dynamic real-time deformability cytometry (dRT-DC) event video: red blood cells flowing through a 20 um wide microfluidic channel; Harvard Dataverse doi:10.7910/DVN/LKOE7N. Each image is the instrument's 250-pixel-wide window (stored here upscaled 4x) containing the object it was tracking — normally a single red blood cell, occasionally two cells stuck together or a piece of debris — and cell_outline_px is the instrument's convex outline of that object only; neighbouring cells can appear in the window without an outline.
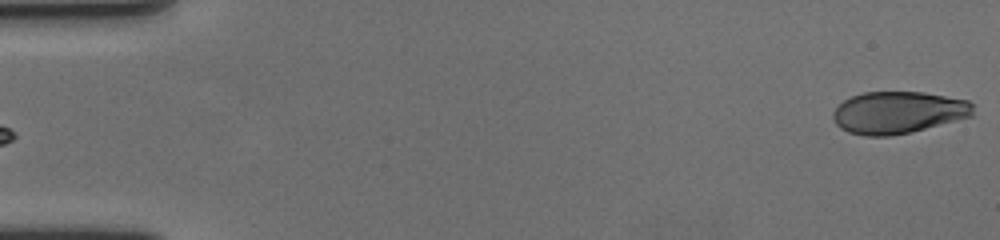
{"species": "human", "species_latin": "Homo sapiens", "temperature_condition": "cold", "stored_images_in_passage": 59, "camera_frame_rate_fps": 3000, "um_per_image_px": 0.085, "donor": {"sex": "female"}, "frame": {"image": 1, "passage_image": 1, "time_ms": 0.0, "image_size_px": [1000, 240], "cell_outline_px": [[976, 104], [972, 116], [912, 132], [892, 136], [864, 136], [848, 132], [840, 128], [836, 124], [832, 116], [836, 108], [844, 100], [852, 96], [864, 92], [924, 92], [968, 100]], "centroid_in_image_um": [76.37, 9.56], "position_along_channel_um": 8.6, "area_um2": 34.56}}
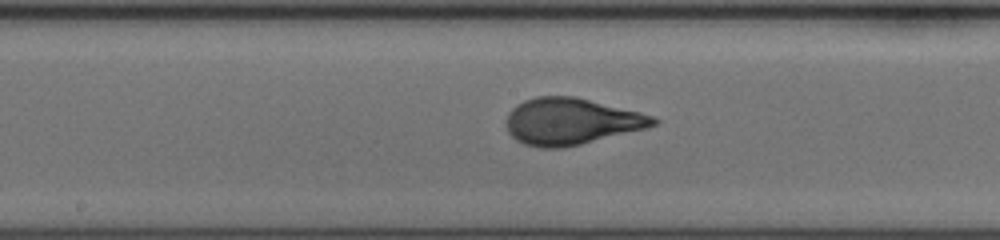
{"frame": {"image": 2, "passage_image": 31, "time_ms": 10.0, "image_size_px": [1000, 240], "cell_outline_px": [[660, 120], [656, 124], [648, 128], [564, 148], [540, 148], [524, 144], [516, 140], [508, 132], [504, 124], [508, 112], [516, 104], [524, 100], [536, 96], [576, 96], [656, 116]], "centroid_in_image_um": [48.54, 10.32], "position_along_channel_um": 199.7, "area_um2": 40.4}}
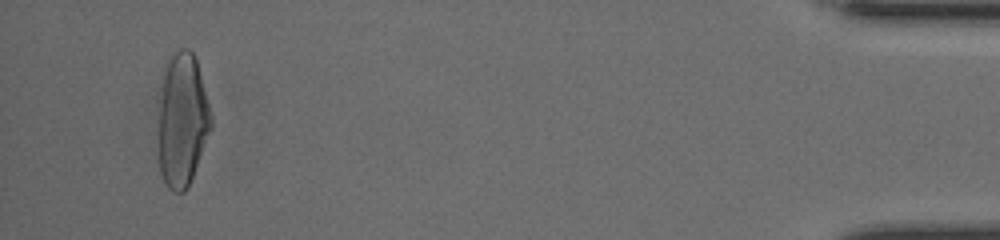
{"frame": {"image": 3, "passage_image": 56, "time_ms": 18.333, "image_size_px": [1000, 240], "cell_outline_px": [[212, 128], [192, 176], [184, 192], [172, 192], [168, 188], [160, 172], [156, 152], [156, 144], [164, 72], [168, 56], [172, 52], [180, 48], [188, 48], [196, 56], [212, 116]], "centroid_in_image_um": [15.47, 10.2], "position_along_channel_um": 419.7, "area_um2": 41.56}, "authors_computed_cell_mechanics": {"area_um2": 38.6104, "velocity_mm_per_s": 3.558, "shape_relaxation_time_tau1_ms": 4.4106, "shape_relaxation_time_tau2_ms": null, "deformation_change_tau1": 0.2052, "deformation_change_tau2": null}}